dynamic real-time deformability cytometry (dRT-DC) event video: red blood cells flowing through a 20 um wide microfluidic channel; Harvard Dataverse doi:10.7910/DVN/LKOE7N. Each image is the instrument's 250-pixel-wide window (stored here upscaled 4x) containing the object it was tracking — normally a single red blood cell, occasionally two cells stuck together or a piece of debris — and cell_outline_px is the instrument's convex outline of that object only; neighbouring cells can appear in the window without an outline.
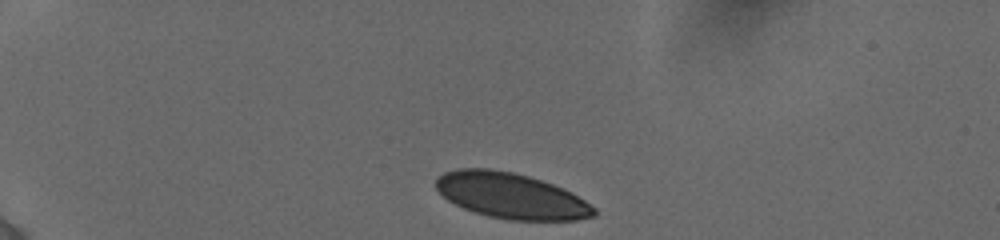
{"species": "human", "species_latin": "Homo sapiens", "temperature_condition": "cold", "stored_images_in_passage": 11, "camera_frame_rate_fps": 3000, "um_per_image_px": 0.085, "donor": {"sex": "female"}, "frame": {"image": 1, "passage_image": 1, "time_ms": 0.0, "image_size_px": [1000, 240], "cell_outline_px": [[596, 216], [576, 220], [508, 220], [488, 216], [464, 208], [448, 200], [436, 188], [436, 176], [444, 172], [460, 168], [492, 168], [512, 172], [528, 176], [552, 184], [572, 192], [596, 208]], "centroid_in_image_um": [43.44, 16.63], "position_along_channel_um": 41.6, "area_um2": 41.96}}
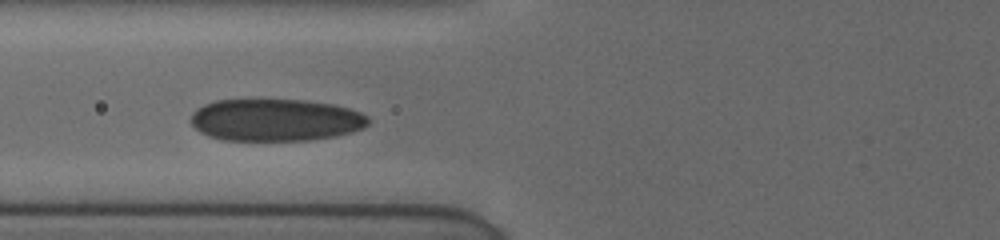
{"frame": {"image": 2, "passage_image": 7, "time_ms": 3.333, "image_size_px": [1000, 240], "cell_outline_px": [[368, 124], [364, 128], [352, 132], [336, 136], [308, 140], [224, 140], [208, 136], [200, 132], [188, 120], [192, 112], [196, 108], [204, 104], [216, 100], [256, 96], [260, 96], [304, 100], [332, 104], [348, 108], [360, 112], [368, 116]], "centroid_in_image_um": [23.36, 10.14], "position_along_channel_um": 102.4, "area_um2": 45.14}}
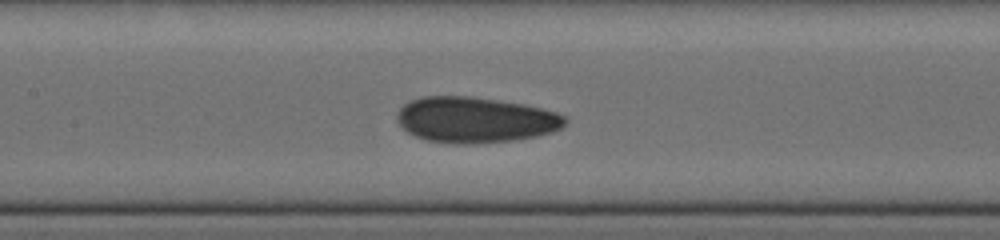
{"frame": {"image": 3, "passage_image": 10, "time_ms": 5.0, "image_size_px": [1000, 240], "cell_outline_px": [[568, 120], [560, 128], [552, 132], [536, 136], [512, 140], [468, 144], [456, 144], [424, 140], [408, 132], [396, 120], [396, 112], [404, 104], [412, 100], [424, 96], [472, 96], [524, 104], [556, 112], [564, 116]], "centroid_in_image_um": [40.37, 10.18], "position_along_channel_um": 167.0, "area_um2": 44.74}}